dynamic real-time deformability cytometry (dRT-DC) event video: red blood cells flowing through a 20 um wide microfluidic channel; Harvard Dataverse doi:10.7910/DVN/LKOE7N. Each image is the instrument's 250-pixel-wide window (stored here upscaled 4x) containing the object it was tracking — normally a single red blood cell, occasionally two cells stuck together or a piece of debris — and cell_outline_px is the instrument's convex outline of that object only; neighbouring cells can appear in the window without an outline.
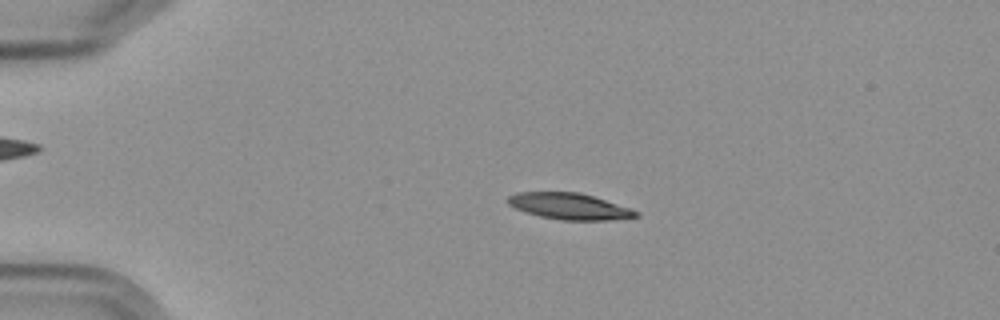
{"species": "Egyptian fruit bat (a non-hibernating species)", "species_latin": "Rousettus aegyptiacus", "temperature_condition": "cold", "stored_images_in_passage": 5, "camera_frame_rate_fps": 3000, "um_per_image_px": 0.085, "frame": {"image": 1, "passage_image": 4, "time_ms": 3.333, "image_size_px": [1000, 320], "cell_outline_px": [[640, 216], [608, 220], [560, 220], [540, 216], [516, 208], [508, 204], [504, 200], [508, 196], [516, 192], [580, 192], [632, 208], [640, 212]], "centroid_in_image_um": [48.41, 17.52], "position_along_channel_um": 36.6, "area_um2": 19.71}}